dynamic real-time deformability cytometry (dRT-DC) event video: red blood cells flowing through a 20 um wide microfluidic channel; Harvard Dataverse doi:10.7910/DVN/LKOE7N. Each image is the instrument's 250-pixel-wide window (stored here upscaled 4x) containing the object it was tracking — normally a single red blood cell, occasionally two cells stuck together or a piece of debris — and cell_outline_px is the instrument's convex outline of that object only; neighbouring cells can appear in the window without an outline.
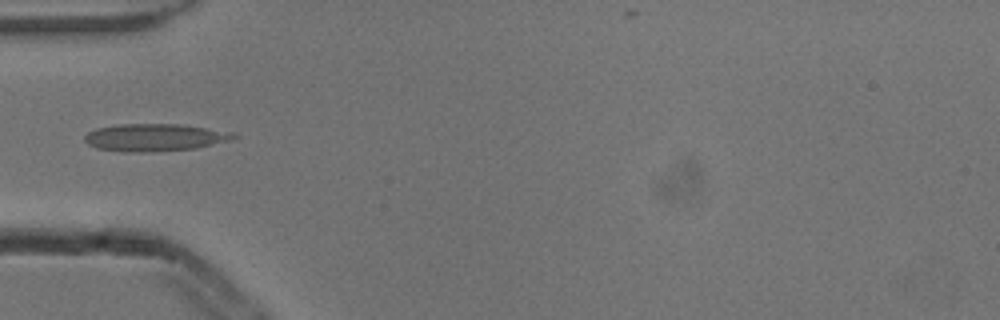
{"species": "common noctule bat (a hibernating species)", "species_latin": "Nyctalus noctula", "temperature_condition": "cold", "stored_images_in_passage": 5, "camera_frame_rate_fps": 3000, "um_per_image_px": 0.085, "animal": {"sex": "male", "body_mass_g": 13.3}, "frame": {"image": 1, "passage_image": 4, "time_ms": 1.0, "image_size_px": [1000, 320], "cell_outline_px": [[240, 136], [228, 140], [196, 148], [144, 152], [128, 152], [96, 148], [88, 144], [84, 140], [84, 136], [88, 132], [96, 128], [120, 124], [180, 124], [236, 132]], "centroid_in_image_um": [13.16, 11.67], "position_along_channel_um": 71.8, "area_um2": 23.76}}